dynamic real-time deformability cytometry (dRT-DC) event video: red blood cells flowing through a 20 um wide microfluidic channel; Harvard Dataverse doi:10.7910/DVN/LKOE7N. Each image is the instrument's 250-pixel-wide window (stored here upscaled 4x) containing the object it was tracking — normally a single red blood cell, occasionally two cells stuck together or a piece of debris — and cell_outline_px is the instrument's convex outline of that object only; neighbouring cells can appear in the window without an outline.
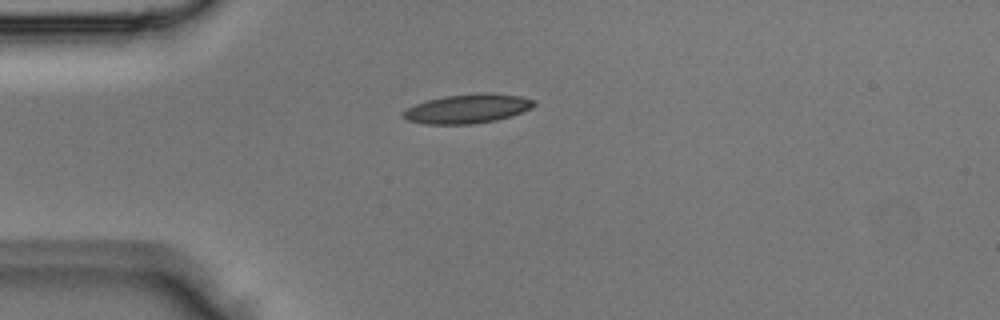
{"species": "Egyptian fruit bat (a non-hibernating species)", "species_latin": "Rousettus aegyptiacus", "temperature_condition": "room temperature", "stored_images_in_passage": 1, "camera_frame_rate_fps": 3000, "um_per_image_px": 0.085, "animal": {"sex": "male"}, "frame": {"image": 1, "passage_image": 1, "time_ms": 0.0, "image_size_px": [1000, 320], "cell_outline_px": [[536, 104], [532, 108], [512, 116], [496, 120], [472, 124], [424, 124], [408, 120], [404, 116], [404, 112], [408, 108], [416, 104], [428, 100], [444, 96], [480, 92], [484, 92], [520, 96], [536, 100]], "centroid_in_image_um": [39.8, 9.23], "position_along_channel_um": 45.2, "area_um2": 22.2}}